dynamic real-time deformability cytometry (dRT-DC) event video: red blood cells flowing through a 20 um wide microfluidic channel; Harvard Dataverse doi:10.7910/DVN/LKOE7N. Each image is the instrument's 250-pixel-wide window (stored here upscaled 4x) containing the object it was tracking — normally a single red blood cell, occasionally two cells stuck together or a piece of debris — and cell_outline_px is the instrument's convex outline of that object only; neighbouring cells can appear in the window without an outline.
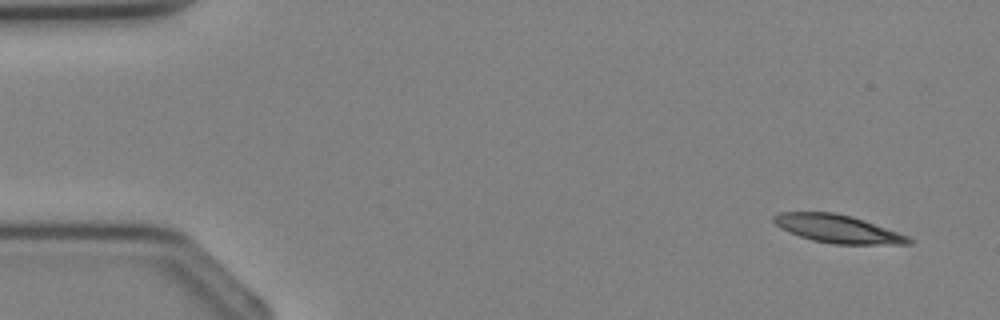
{"species": "Egyptian fruit bat (a non-hibernating species)", "species_latin": "Rousettus aegyptiacus", "temperature_condition": "cold", "stored_images_in_passage": 3, "camera_frame_rate_fps": 3000, "um_per_image_px": 0.085, "animal": {"sex": "female"}, "frame": {"image": 1, "passage_image": 1, "time_ms": 0.0, "image_size_px": [1000, 320], "cell_outline_px": [[912, 244], [832, 244], [812, 240], [788, 232], [780, 228], [772, 220], [772, 216], [780, 212], [832, 212], [852, 216], [864, 220], [908, 236], [912, 240]], "centroid_in_image_um": [71.17, 19.45], "position_along_channel_um": 13.8, "area_um2": 21.96}}